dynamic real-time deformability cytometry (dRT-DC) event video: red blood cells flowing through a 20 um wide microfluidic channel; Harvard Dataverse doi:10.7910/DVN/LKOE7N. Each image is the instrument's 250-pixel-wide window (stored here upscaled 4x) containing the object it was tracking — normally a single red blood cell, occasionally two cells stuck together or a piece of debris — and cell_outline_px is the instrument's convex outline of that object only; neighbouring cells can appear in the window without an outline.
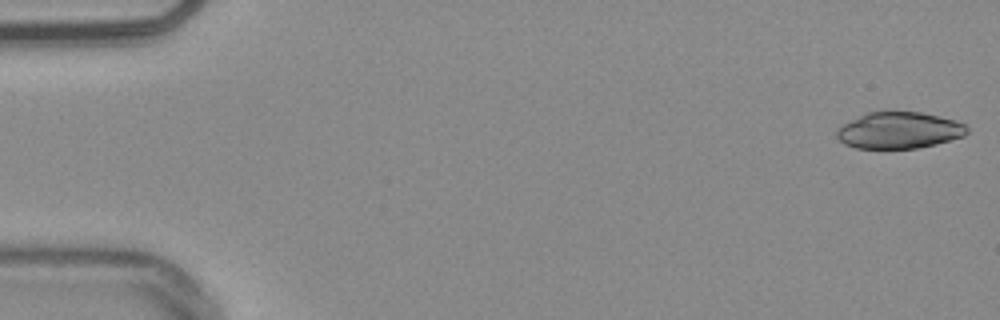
{"species": "common noctule bat (a hibernating species)", "species_latin": "Nyctalus noctula", "temperature_condition": "warm", "stored_images_in_passage": 53, "camera_frame_rate_fps": 3000, "um_per_image_px": 0.085, "animal": {"sex": "male", "body_mass_g": 20.4}, "frame": {"image": 1, "passage_image": 1, "time_ms": 0.0, "image_size_px": [1000, 320], "cell_outline_px": [[968, 132], [964, 136], [936, 144], [916, 148], [856, 148], [844, 144], [836, 136], [836, 128], [868, 112], [920, 112], [956, 120], [964, 124], [968, 128]], "centroid_in_image_um": [76.43, 11.08], "position_along_channel_um": 8.6, "area_um2": 27.51}}